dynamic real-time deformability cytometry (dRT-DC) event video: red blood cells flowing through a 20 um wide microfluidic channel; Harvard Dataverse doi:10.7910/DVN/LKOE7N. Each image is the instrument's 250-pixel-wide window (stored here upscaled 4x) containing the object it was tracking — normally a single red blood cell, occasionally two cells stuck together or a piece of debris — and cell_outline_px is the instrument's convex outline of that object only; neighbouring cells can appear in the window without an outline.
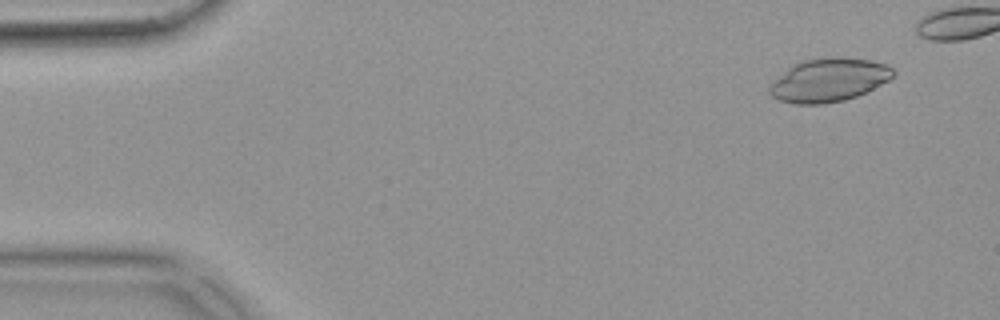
{"species": "common noctule bat (a hibernating species)", "species_latin": "Nyctalus noctula", "temperature_condition": "warm", "stored_images_in_passage": 43, "camera_frame_rate_fps": 3000, "um_per_image_px": 0.085, "animal": {"sex": "female", "body_mass_g": 18.4}, "frame": {"image": 1, "passage_image": 1, "time_ms": 0.0, "image_size_px": [1000, 320], "cell_outline_px": [[896, 72], [888, 80], [856, 96], [844, 100], [820, 104], [796, 104], [780, 100], [772, 96], [768, 92], [768, 88], [792, 64], [800, 60], [828, 56], [836, 56], [872, 60], [884, 64], [892, 68]], "centroid_in_image_um": [70.44, 6.78], "position_along_channel_um": 14.6, "area_um2": 31.1}}
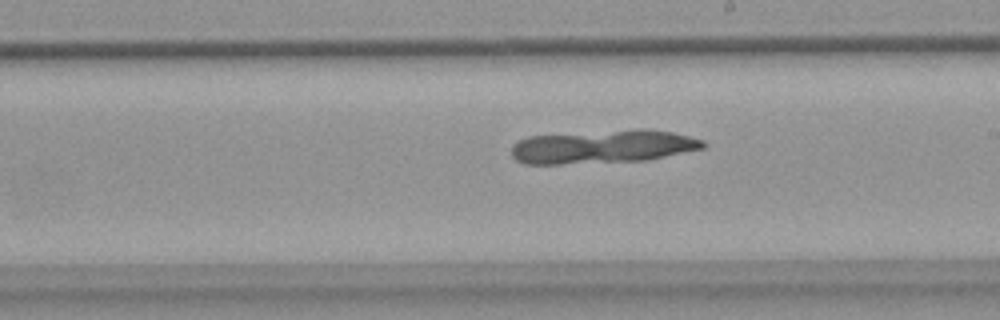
{"frame": {"image": 2, "passage_image": 27, "time_ms": 8.667, "image_size_px": [1000, 320], "cell_outline_px": [[704, 148], [648, 160], [560, 164], [524, 164], [516, 160], [512, 156], [512, 144], [528, 136], [636, 128], [648, 128], [672, 132], [704, 140]], "centroid_in_image_um": [51.24, 12.45], "position_along_channel_um": 237.8, "area_um2": 37.63}}
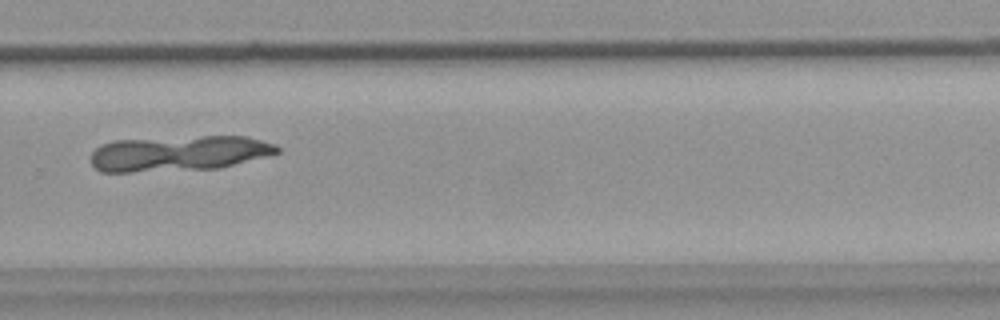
{"frame": {"image": 3, "passage_image": 33, "time_ms": 10.667, "image_size_px": [1000, 320], "cell_outline_px": [[280, 152], [220, 168], [132, 172], [100, 172], [92, 164], [92, 152], [96, 148], [104, 144], [116, 140], [204, 136], [244, 136], [276, 144], [280, 148]], "centroid_in_image_um": [15.2, 13.04], "position_along_channel_um": 314.6, "area_um2": 38.21}}